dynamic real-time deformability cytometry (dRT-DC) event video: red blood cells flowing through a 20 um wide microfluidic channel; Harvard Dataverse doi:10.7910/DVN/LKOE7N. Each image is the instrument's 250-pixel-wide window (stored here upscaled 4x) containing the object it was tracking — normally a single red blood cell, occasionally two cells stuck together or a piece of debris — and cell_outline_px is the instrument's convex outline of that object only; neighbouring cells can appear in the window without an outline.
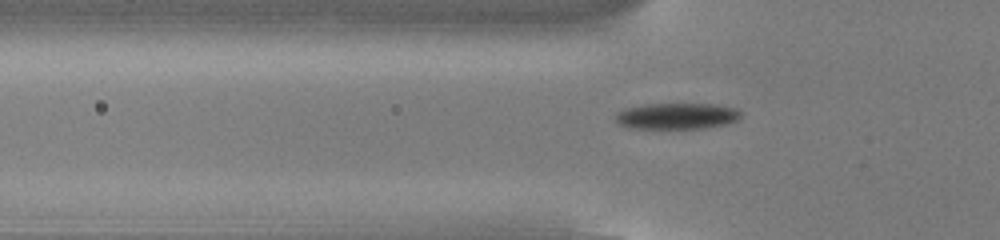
{"species": "common noctule bat (a hibernating species)", "species_latin": "Nyctalus noctula", "temperature_condition": "cold", "stored_images_in_passage": 38, "camera_frame_rate_fps": 3000, "um_per_image_px": 0.085, "animal": {"sex": "male", "body_mass_g": 13.0, "forearm_length_mm": 53.1}, "frame": {"image": 1, "passage_image": 3, "time_ms": 0.667, "image_size_px": [1000, 240], "cell_outline_px": [[740, 116], [736, 120], [728, 124], [704, 128], [628, 128], [620, 124], [616, 120], [616, 112], [624, 108], [644, 104], [716, 104], [736, 108], [740, 112]], "centroid_in_image_um": [57.52, 9.86], "position_along_channel_um": 68.3, "area_um2": 19.13}}
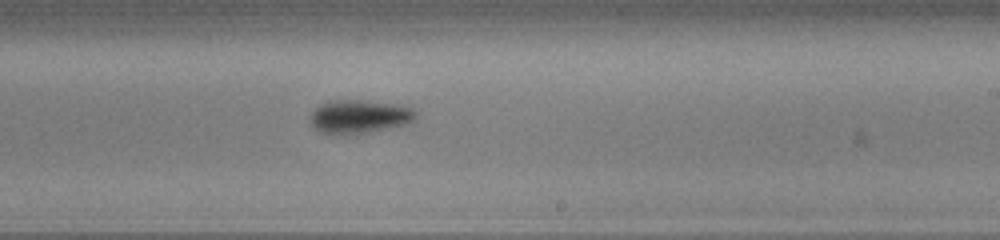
{"frame": {"image": 2, "passage_image": 18, "time_ms": 5.667, "image_size_px": [1000, 240], "cell_outline_px": [[416, 116], [412, 120], [404, 124], [372, 132], [320, 132], [312, 124], [308, 116], [320, 104], [328, 100], [360, 100], [404, 104], [412, 108], [416, 112]], "centroid_in_image_um": [30.56, 9.86], "position_along_channel_um": 258.4, "area_um2": 20.23}}
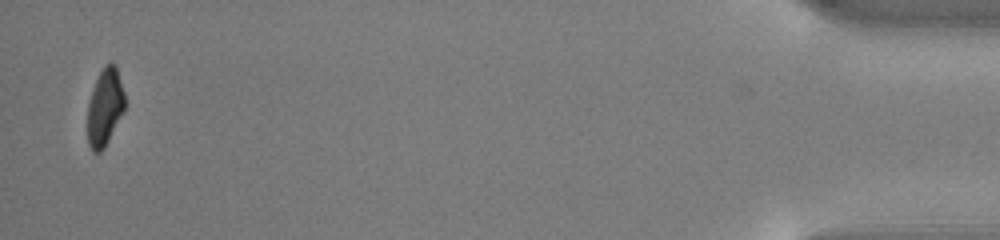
{"frame": {"image": 3, "passage_image": 38, "time_ms": 12.333, "image_size_px": [1000, 240], "cell_outline_px": [[124, 108], [104, 148], [100, 152], [92, 152], [88, 144], [88, 104], [92, 88], [104, 64], [112, 60], [116, 64], [124, 92]], "centroid_in_image_um": [8.9, 9.05], "position_along_channel_um": 426.3, "area_um2": 16.65}, "authors_computed_cell_mechanics": {"area_um2": 19.5364, "velocity_mm_per_s": 3.8211, "shape_relaxation_time_tau1_ms": 1.9768, "shape_relaxation_time_tau2_ms": null, "deformation_change_tau1": 0.1269, "deformation_change_tau2": null}}